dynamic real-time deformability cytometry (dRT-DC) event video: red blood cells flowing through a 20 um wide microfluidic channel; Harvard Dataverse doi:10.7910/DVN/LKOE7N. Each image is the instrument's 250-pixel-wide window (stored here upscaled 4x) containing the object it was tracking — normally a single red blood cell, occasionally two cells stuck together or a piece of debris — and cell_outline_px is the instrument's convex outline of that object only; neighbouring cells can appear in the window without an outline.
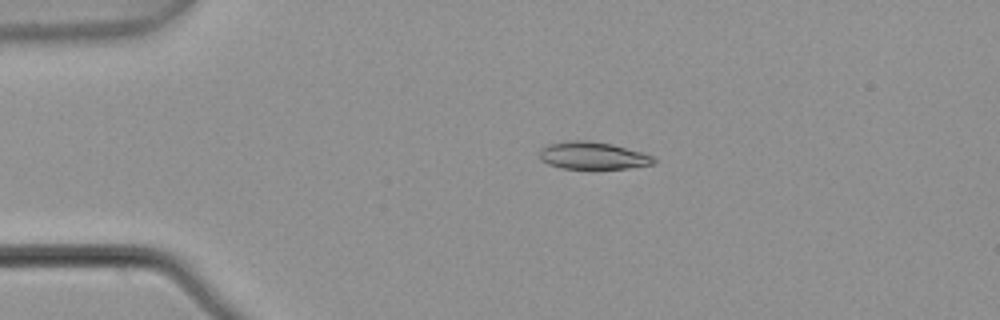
{"species": "common noctule bat (a hibernating species)", "species_latin": "Nyctalus noctula", "temperature_condition": "warm", "stored_images_in_passage": 4, "camera_frame_rate_fps": 3000, "um_per_image_px": 0.085, "animal": {"sex": "male", "body_mass_g": 21.5, "forearm_length_mm": 52.0}, "frame": {"image": 1, "passage_image": 3, "time_ms": 0.667, "image_size_px": [1000, 320], "cell_outline_px": [[656, 164], [628, 168], [560, 168], [548, 164], [540, 160], [540, 148], [548, 144], [568, 140], [588, 140], [612, 144], [644, 152], [652, 156], [656, 160]], "centroid_in_image_um": [50.4, 13.21], "position_along_channel_um": 34.6, "area_um2": 18.38}}